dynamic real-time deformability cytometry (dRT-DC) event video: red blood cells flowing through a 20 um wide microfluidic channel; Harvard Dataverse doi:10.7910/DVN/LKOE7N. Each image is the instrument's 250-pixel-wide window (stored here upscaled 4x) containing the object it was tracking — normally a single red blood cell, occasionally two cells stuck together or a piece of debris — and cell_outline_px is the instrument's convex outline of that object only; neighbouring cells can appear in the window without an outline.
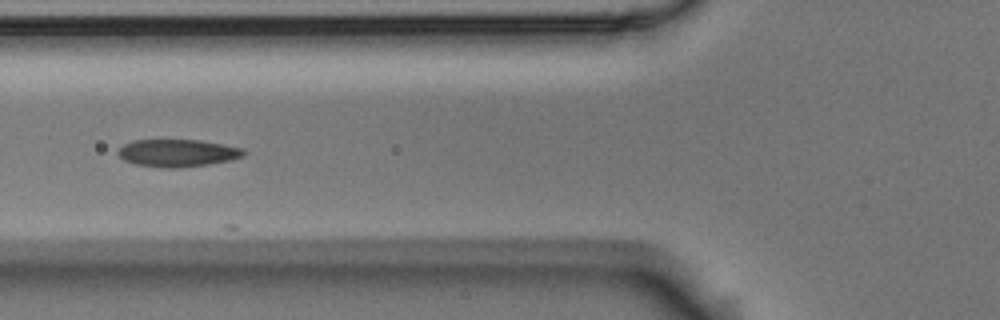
{"species": "Egyptian fruit bat (a non-hibernating species)", "species_latin": "Rousettus aegyptiacus", "temperature_condition": "room temperature", "stored_images_in_passage": 5, "camera_frame_rate_fps": 3000, "um_per_image_px": 0.085, "animal": {"sex": "male"}, "frame": {"image": 1, "passage_image": 4, "time_ms": 1.0, "image_size_px": [1000, 320], "cell_outline_px": [[248, 152], [244, 156], [232, 160], [208, 164], [176, 168], [168, 168], [136, 164], [124, 160], [116, 152], [124, 144], [132, 140], [200, 140], [244, 148]], "centroid_in_image_um": [15.14, 13.0], "position_along_channel_um": 110.7, "area_um2": 20.11}}